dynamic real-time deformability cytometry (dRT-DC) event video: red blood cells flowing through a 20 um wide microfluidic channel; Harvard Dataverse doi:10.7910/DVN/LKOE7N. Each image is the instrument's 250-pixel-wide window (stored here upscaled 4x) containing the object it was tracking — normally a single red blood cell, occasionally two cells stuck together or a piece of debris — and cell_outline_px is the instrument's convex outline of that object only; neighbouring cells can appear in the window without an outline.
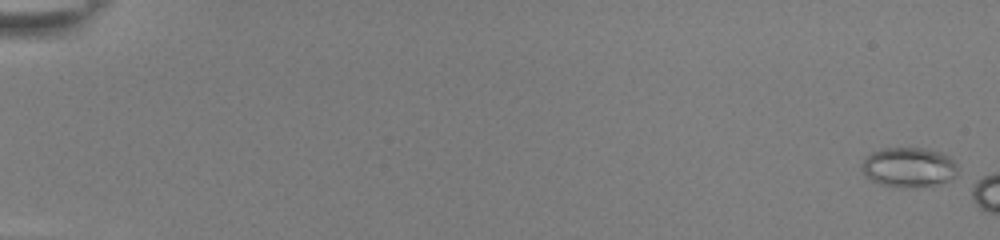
{"species": "common noctule bat (a hibernating species)", "species_latin": "Nyctalus noctula", "temperature_condition": "room temperature", "stored_images_in_passage": 7, "camera_frame_rate_fps": 3000, "um_per_image_px": 0.085, "animal": {"sex": "female", "body_mass_g": 22.0, "forearm_length_mm": 56.7}, "frame": {"image": 1, "passage_image": 2, "time_ms": 0.333, "image_size_px": [1000, 240], "cell_outline_px": [[956, 176], [948, 180], [936, 184], [916, 188], [900, 188], [880, 184], [864, 176], [860, 168], [864, 156], [880, 148], [924, 148], [940, 152], [948, 156], [956, 164]], "centroid_in_image_um": [77.18, 14.22], "position_along_channel_um": 7.8, "area_um2": 22.54}}